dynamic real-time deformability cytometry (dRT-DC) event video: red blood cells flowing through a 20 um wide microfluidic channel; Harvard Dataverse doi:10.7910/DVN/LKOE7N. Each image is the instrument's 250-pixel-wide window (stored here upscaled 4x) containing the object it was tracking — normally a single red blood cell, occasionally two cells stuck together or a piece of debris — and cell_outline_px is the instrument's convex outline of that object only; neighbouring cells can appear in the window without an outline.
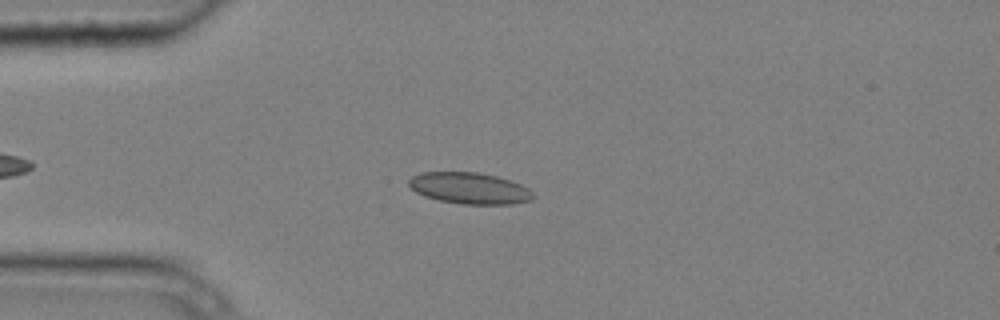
{"species": "common noctule bat (a hibernating species)", "species_latin": "Nyctalus noctula", "temperature_condition": "cold", "stored_images_in_passage": 5, "camera_frame_rate_fps": 3000, "um_per_image_px": 0.085, "animal": {"sex": "male", "body_mass_g": 20.4}, "frame": {"image": 1, "passage_image": 3, "time_ms": 0.667, "image_size_px": [1000, 320], "cell_outline_px": [[532, 200], [512, 204], [464, 204], [440, 200], [424, 196], [416, 192], [408, 184], [408, 180], [412, 176], [420, 172], [476, 172], [496, 176], [520, 184], [528, 188], [532, 192]], "centroid_in_image_um": [39.88, 15.99], "position_along_channel_um": 45.1, "area_um2": 22.54}}
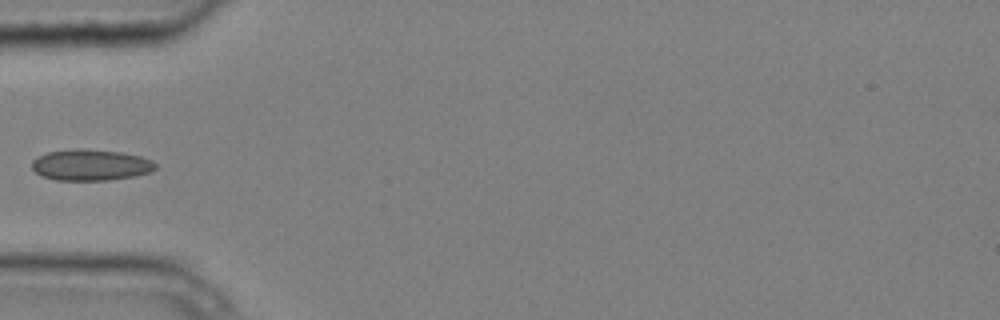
{"frame": {"image": 2, "passage_image": 4, "time_ms": 1.0, "image_size_px": [1000, 320], "cell_outline_px": [[156, 168], [148, 172], [136, 176], [108, 180], [56, 180], [40, 176], [32, 168], [32, 160], [36, 156], [48, 152], [76, 148], [120, 152], [140, 156], [152, 160], [156, 164]], "centroid_in_image_um": [7.67, 14.02], "position_along_channel_um": 77.3, "area_um2": 22.48}}
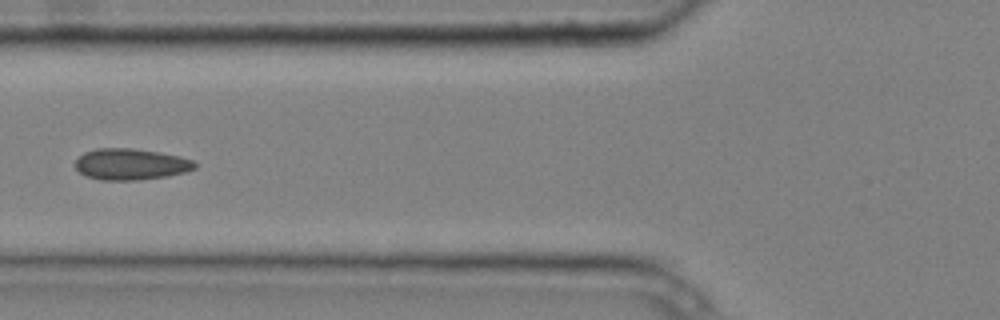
{"frame": {"image": 3, "passage_image": 5, "time_ms": 1.333, "image_size_px": [1000, 320], "cell_outline_px": [[196, 168], [184, 172], [168, 176], [136, 180], [100, 180], [88, 176], [80, 172], [76, 168], [76, 160], [84, 152], [96, 148], [132, 148], [160, 152], [180, 156], [192, 160], [196, 164]], "centroid_in_image_um": [11.12, 13.95], "position_along_channel_um": 114.7, "area_um2": 21.73}}